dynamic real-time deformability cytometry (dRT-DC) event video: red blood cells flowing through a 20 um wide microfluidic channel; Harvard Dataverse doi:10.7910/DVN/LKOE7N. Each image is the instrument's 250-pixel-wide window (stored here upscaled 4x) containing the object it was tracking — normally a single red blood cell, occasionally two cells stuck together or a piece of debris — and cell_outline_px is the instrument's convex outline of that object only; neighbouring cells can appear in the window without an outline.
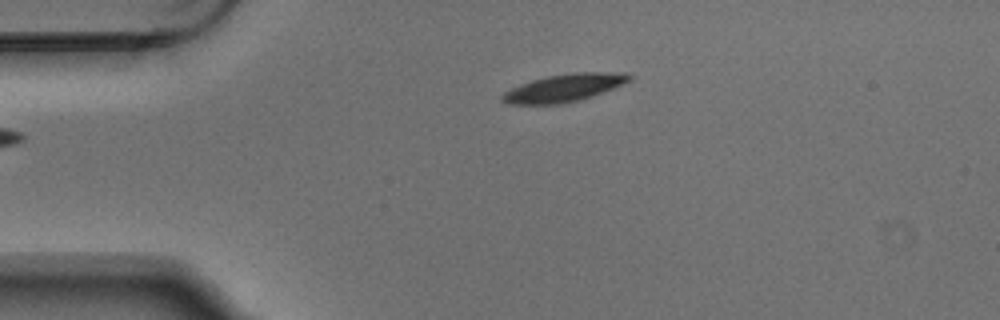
{"species": "Egyptian fruit bat (a non-hibernating species)", "species_latin": "Rousettus aegyptiacus", "temperature_condition": "warm", "stored_images_in_passage": 2, "camera_frame_rate_fps": 3000, "um_per_image_px": 0.085, "animal": {"sex": "male"}, "frame": {"image": 1, "passage_image": 1, "time_ms": 0.0, "image_size_px": [1000, 320], "cell_outline_px": [[632, 80], [624, 84], [592, 96], [580, 100], [556, 104], [508, 104], [500, 100], [500, 96], [504, 92], [520, 84], [532, 80], [548, 76], [572, 72], [628, 72], [632, 76]], "centroid_in_image_um": [47.98, 7.46], "position_along_channel_um": 37.0, "area_um2": 20.58}}